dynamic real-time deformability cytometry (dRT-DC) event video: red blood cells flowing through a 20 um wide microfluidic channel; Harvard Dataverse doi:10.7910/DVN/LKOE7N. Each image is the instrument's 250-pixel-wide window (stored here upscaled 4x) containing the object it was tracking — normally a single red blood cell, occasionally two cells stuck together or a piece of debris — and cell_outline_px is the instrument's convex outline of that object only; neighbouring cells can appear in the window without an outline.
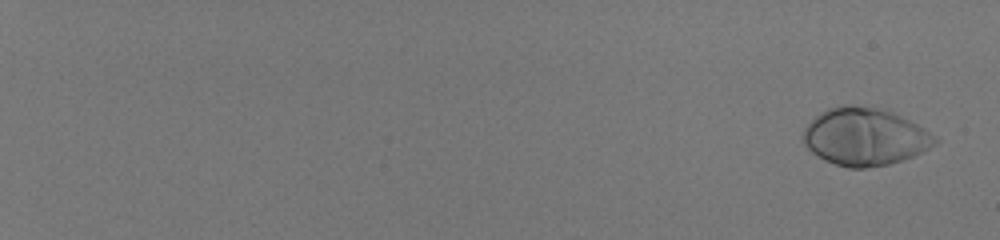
{"species": "human", "species_latin": "Homo sapiens", "temperature_condition": "room temperature", "stored_images_in_passage": 58, "camera_frame_rate_fps": 3000, "um_per_image_px": 0.085, "donor": {"sex": "male"}, "frame": {"image": 1, "passage_image": 3, "time_ms": 0.667, "image_size_px": [1000, 240], "cell_outline_px": [[940, 140], [936, 144], [912, 156], [888, 164], [864, 168], [848, 168], [824, 160], [816, 156], [804, 144], [804, 128], [820, 112], [828, 108], [844, 104], [872, 108], [892, 112], [924, 128], [936, 136]], "centroid_in_image_um": [73.5, 11.63], "position_along_channel_um": 11.5, "area_um2": 43.64}}
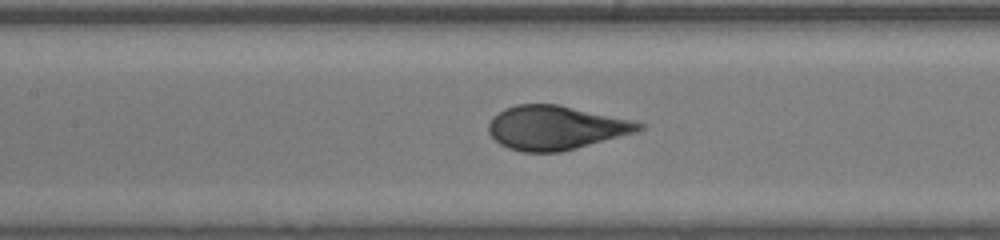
{"frame": {"image": 2, "passage_image": 34, "time_ms": 11.0, "image_size_px": [1000, 240], "cell_outline_px": [[644, 128], [636, 132], [576, 148], [560, 152], [520, 152], [508, 148], [500, 144], [488, 132], [488, 124], [492, 116], [504, 108], [516, 104], [560, 104], [632, 120], [644, 124]], "centroid_in_image_um": [47.2, 10.84], "position_along_channel_um": 160.2, "area_um2": 38.61}}
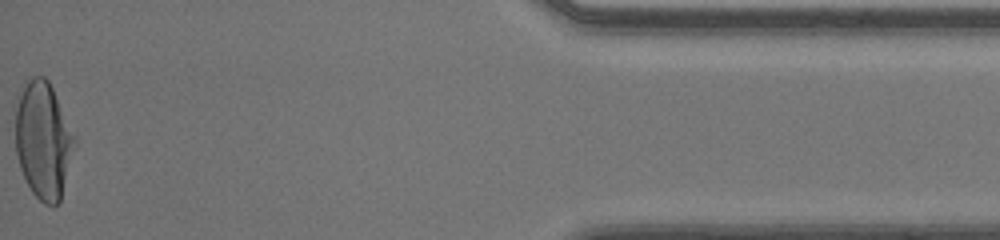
{"frame": {"image": 3, "passage_image": 58, "time_ms": 19.0, "image_size_px": [1000, 240], "cell_outline_px": [[76, 148], [60, 204], [52, 208], [44, 204], [32, 192], [20, 168], [16, 152], [12, 108], [24, 84], [32, 76], [44, 76], [48, 80], [76, 136]], "centroid_in_image_um": [3.67, 11.93], "position_along_channel_um": 431.5, "area_um2": 41.67}}